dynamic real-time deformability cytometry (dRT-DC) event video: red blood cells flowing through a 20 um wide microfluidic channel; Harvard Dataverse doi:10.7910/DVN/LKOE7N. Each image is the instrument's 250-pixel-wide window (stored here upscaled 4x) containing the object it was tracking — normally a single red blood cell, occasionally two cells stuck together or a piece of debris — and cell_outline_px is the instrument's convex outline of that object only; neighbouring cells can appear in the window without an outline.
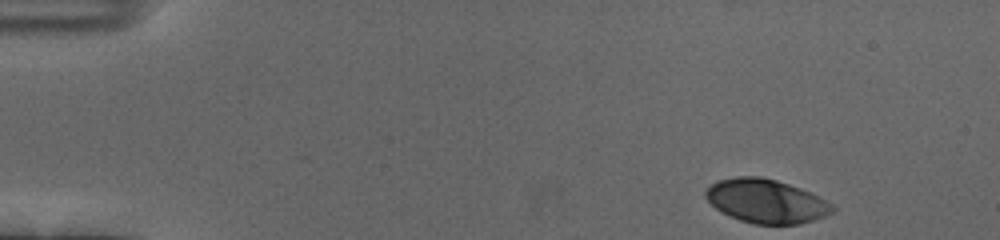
{"species": "human", "species_latin": "Homo sapiens", "temperature_condition": "cold", "stored_images_in_passage": 50, "camera_frame_rate_fps": 3000, "um_per_image_px": 0.085, "donor": {"sex": "female"}, "frame": {"image": 1, "passage_image": 1, "time_ms": 0.0, "image_size_px": [1000, 240], "cell_outline_px": [[836, 208], [832, 212], [824, 216], [800, 224], [752, 224], [728, 216], [720, 212], [704, 196], [704, 192], [716, 180], [736, 176], [760, 176], [776, 180], [800, 188], [832, 204]], "centroid_in_image_um": [65.07, 17.09], "position_along_channel_um": 19.9, "area_um2": 32.25}}
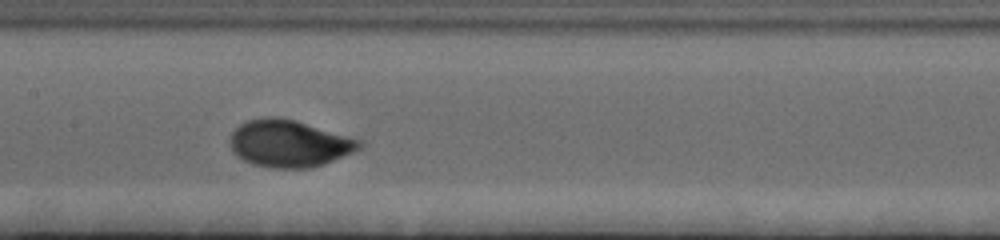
{"frame": {"image": 2, "passage_image": 23, "time_ms": 7.333, "image_size_px": [1000, 240], "cell_outline_px": [[364, 144], [360, 148], [352, 152], [324, 164], [308, 168], [272, 168], [252, 164], [236, 156], [232, 152], [228, 144], [228, 140], [232, 132], [240, 124], [248, 120], [268, 116], [276, 116], [296, 120], [364, 140]], "centroid_in_image_um": [24.56, 12.19], "position_along_channel_um": 182.8, "area_um2": 35.89}}
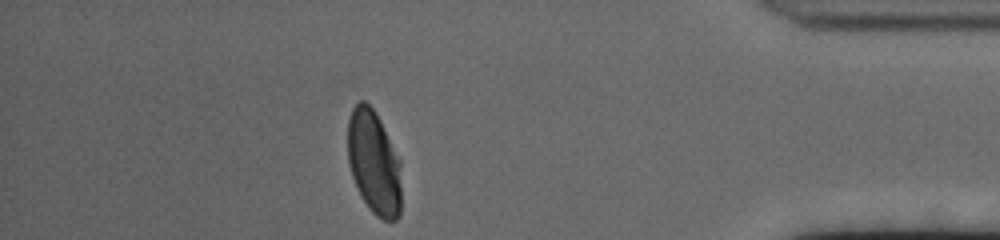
{"frame": {"image": 3, "passage_image": 44, "time_ms": 14.333, "image_size_px": [1000, 240], "cell_outline_px": [[400, 216], [396, 220], [384, 220], [376, 216], [368, 208], [360, 196], [352, 176], [348, 164], [348, 120], [352, 108], [360, 100], [364, 100], [376, 112], [400, 160]], "centroid_in_image_um": [31.77, 13.83], "position_along_channel_um": 403.4, "area_um2": 32.6}, "authors_computed_cell_mechanics": {"area_um2": 33.7552, "velocity_mm_per_s": 3.6716, "shape_relaxation_time_tau1_ms": 2.772, "shape_relaxation_time_tau2_ms": null, "deformation_change_tau1": 0.1528, "deformation_change_tau2": null}}